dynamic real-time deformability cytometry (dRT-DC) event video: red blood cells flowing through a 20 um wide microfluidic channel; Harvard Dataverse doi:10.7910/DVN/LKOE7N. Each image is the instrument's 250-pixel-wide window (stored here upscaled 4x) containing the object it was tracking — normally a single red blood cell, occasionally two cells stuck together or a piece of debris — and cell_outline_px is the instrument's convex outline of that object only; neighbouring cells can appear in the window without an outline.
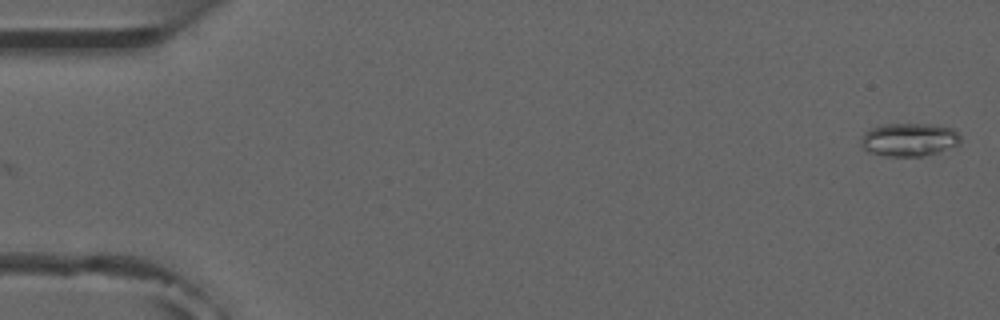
{"species": "common noctule bat (a hibernating species)", "species_latin": "Nyctalus noctula", "temperature_condition": "room temperature", "stored_images_in_passage": 2, "camera_frame_rate_fps": 3000, "um_per_image_px": 0.085, "animal": {"sex": "male", "forearm_length_mm": 52.5}, "frame": {"image": 1, "passage_image": 2, "time_ms": 1.333, "image_size_px": [1000, 320], "cell_outline_px": [[960, 140], [956, 144], [936, 152], [920, 156], [884, 156], [868, 152], [860, 144], [864, 132], [872, 128], [884, 124], [928, 124], [952, 128], [960, 136]], "centroid_in_image_um": [77.21, 11.86], "position_along_channel_um": 7.8, "area_um2": 18.9}}